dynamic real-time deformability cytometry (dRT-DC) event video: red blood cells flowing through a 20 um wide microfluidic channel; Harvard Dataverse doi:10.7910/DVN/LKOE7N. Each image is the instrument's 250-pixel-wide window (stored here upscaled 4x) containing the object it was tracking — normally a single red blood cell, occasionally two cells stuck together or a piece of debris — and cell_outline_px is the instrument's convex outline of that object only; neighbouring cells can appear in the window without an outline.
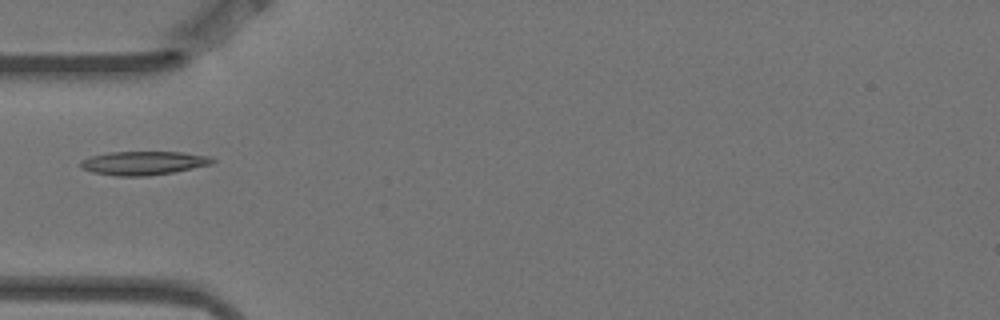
{"species": "Egyptian fruit bat (a non-hibernating species)", "species_latin": "Rousettus aegyptiacus", "temperature_condition": "warm", "stored_images_in_passage": 4, "camera_frame_rate_fps": 3000, "um_per_image_px": 0.085, "animal": {"sex": "female"}, "frame": {"image": 1, "passage_image": 2, "time_ms": 0.333, "image_size_px": [1000, 320], "cell_outline_px": [[216, 160], [212, 164], [172, 172], [148, 176], [116, 176], [92, 172], [84, 168], [80, 164], [80, 160], [92, 156], [108, 152], [184, 152], [212, 156]], "centroid_in_image_um": [12.23, 13.85], "position_along_channel_um": 72.8, "area_um2": 18.21}}
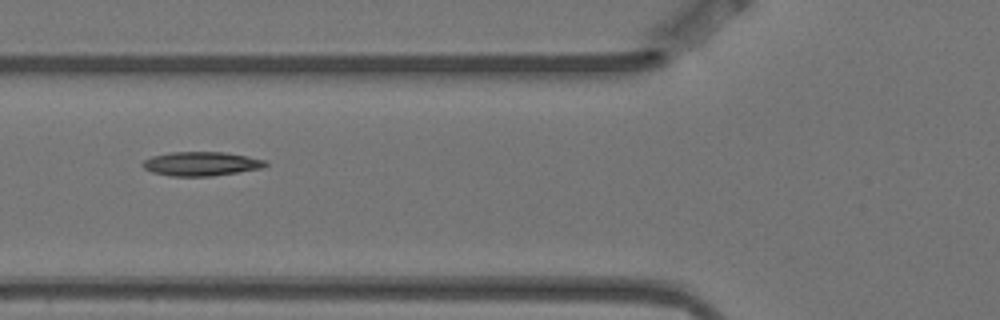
{"frame": {"image": 2, "passage_image": 3, "time_ms": 0.667, "image_size_px": [1000, 320], "cell_outline_px": [[268, 164], [260, 168], [212, 176], [172, 176], [152, 172], [144, 168], [140, 164], [144, 160], [152, 156], [172, 152], [224, 152], [248, 156], [268, 160]], "centroid_in_image_um": [17.1, 13.91], "position_along_channel_um": 108.7, "area_um2": 17.17}}
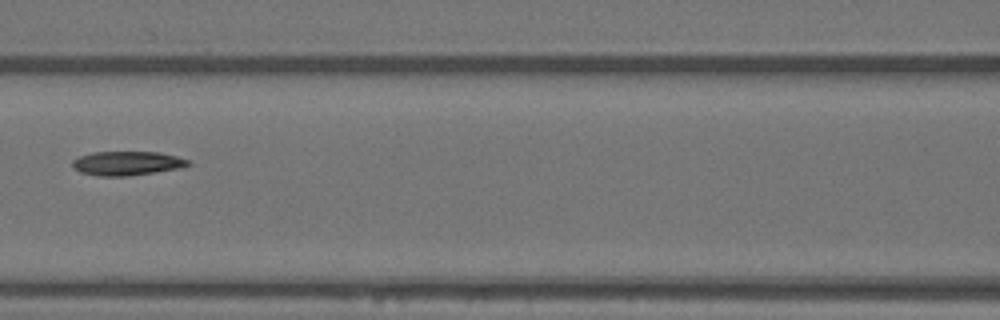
{"frame": {"image": 3, "passage_image": 4, "time_ms": 1.0, "image_size_px": [1000, 320], "cell_outline_px": [[192, 164], [180, 168], [128, 176], [96, 176], [80, 172], [72, 168], [72, 160], [80, 156], [92, 152], [160, 152], [176, 156], [188, 160]], "centroid_in_image_um": [10.77, 13.88], "position_along_channel_um": 155.8, "area_um2": 16.3}}